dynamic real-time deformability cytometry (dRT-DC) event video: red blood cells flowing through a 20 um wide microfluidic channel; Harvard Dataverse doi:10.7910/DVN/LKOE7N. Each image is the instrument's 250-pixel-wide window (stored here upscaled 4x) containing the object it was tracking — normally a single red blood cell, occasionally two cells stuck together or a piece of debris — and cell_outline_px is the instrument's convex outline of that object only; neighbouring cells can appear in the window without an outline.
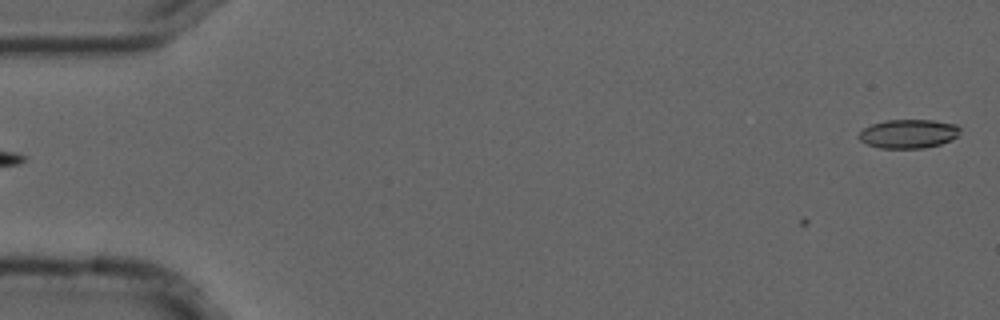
{"species": "common noctule bat (a hibernating species)", "species_latin": "Nyctalus noctula", "temperature_condition": "cold", "stored_images_in_passage": 3, "camera_frame_rate_fps": 3000, "um_per_image_px": 0.085, "animal": {"sex": "male", "forearm_length_mm": 52.5}, "frame": {"image": 1, "passage_image": 3, "time_ms": 0.667, "image_size_px": [1000, 320], "cell_outline_px": [[960, 132], [952, 140], [940, 144], [924, 148], [880, 148], [868, 144], [860, 140], [856, 136], [864, 128], [872, 124], [884, 120], [932, 120], [956, 124], [960, 128]], "centroid_in_image_um": [77.21, 11.37], "position_along_channel_um": 7.8, "area_um2": 17.05}}